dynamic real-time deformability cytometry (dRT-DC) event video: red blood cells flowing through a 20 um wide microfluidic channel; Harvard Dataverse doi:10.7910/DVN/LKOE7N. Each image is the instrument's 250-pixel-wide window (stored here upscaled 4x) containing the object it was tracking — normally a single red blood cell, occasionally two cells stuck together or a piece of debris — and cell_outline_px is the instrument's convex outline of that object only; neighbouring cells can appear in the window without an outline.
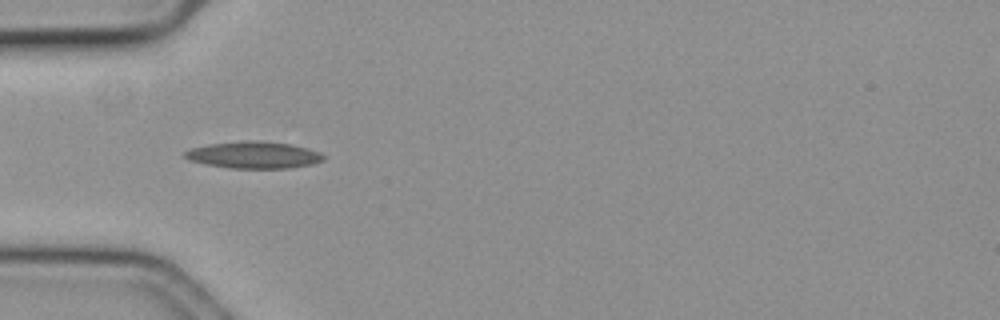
{"species": "common noctule bat (a hibernating species)", "species_latin": "Nyctalus noctula", "temperature_condition": "cold", "stored_images_in_passage": 42, "camera_frame_rate_fps": 3000, "um_per_image_px": 0.085, "animal": {"sex": "female", "body_mass_g": 19.3, "forearm_length_mm": 54.1}, "frame": {"image": 1, "passage_image": 3, "time_ms": 0.667, "image_size_px": [1000, 320], "cell_outline_px": [[324, 160], [308, 164], [288, 168], [228, 168], [188, 160], [184, 156], [184, 152], [192, 148], [208, 144], [244, 140], [252, 140], [288, 144], [320, 152], [324, 156]], "centroid_in_image_um": [21.51, 13.17], "position_along_channel_um": 63.5, "area_um2": 21.33}}
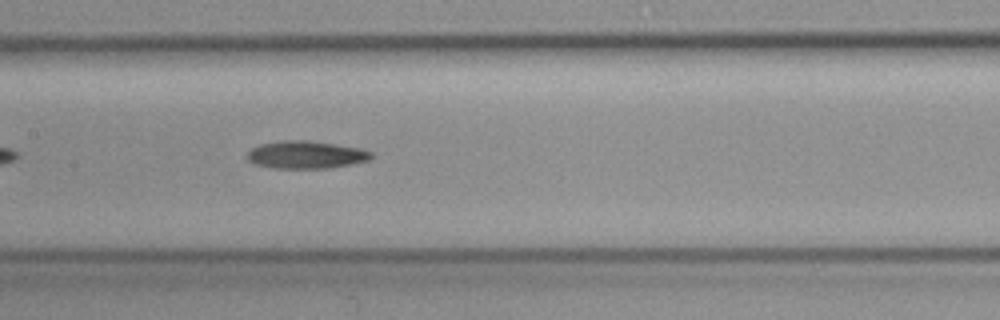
{"frame": {"image": 2, "passage_image": 13, "time_ms": 4.0, "image_size_px": [1000, 320], "cell_outline_px": [[372, 156], [368, 160], [328, 168], [272, 168], [256, 164], [248, 160], [248, 152], [252, 148], [260, 144], [280, 140], [308, 140], [356, 148], [372, 152]], "centroid_in_image_um": [25.94, 13.15], "position_along_channel_um": 181.5, "area_um2": 19.59}}
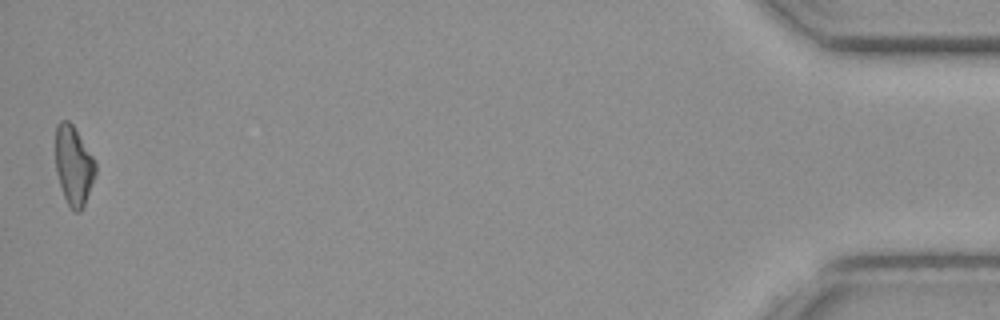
{"frame": {"image": 3, "passage_image": 42, "time_ms": 13.667, "image_size_px": [1000, 320], "cell_outline_px": [[96, 172], [84, 204], [80, 212], [76, 212], [68, 204], [64, 196], [56, 172], [56, 124], [60, 120], [68, 120], [72, 124], [92, 156], [96, 164]], "centroid_in_image_um": [6.24, 14.05], "position_along_channel_um": 429.0, "area_um2": 18.03}}